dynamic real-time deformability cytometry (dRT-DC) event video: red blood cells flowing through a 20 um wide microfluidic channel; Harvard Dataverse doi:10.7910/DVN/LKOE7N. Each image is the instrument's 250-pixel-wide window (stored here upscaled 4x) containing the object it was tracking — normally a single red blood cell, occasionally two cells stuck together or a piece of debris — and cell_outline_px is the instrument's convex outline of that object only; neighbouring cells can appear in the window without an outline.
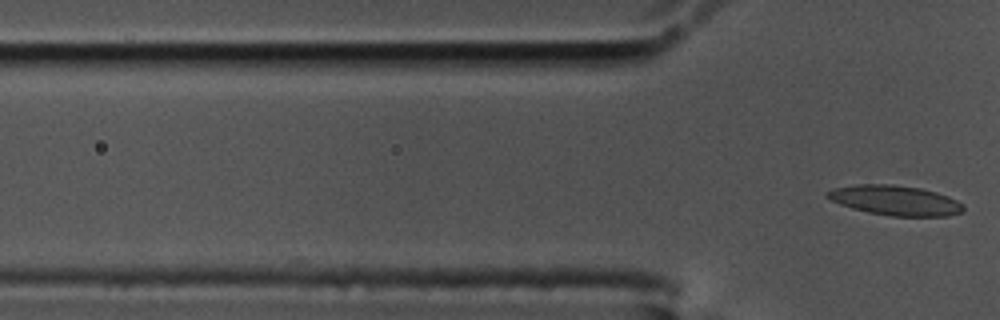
{"species": "common noctule bat (a hibernating species)", "species_latin": "Nyctalus noctula", "temperature_condition": "cold", "stored_images_in_passage": 5, "camera_frame_rate_fps": 3000, "um_per_image_px": 0.085, "animal": {"sex": "male", "body_mass_g": 17.5, "forearm_length_mm": 52.3}, "frame": {"image": 1, "passage_image": 5, "time_ms": 1.333, "image_size_px": [1000, 320], "cell_outline_px": [[964, 208], [960, 212], [948, 216], [892, 216], [868, 212], [852, 208], [840, 204], [824, 196], [824, 192], [832, 188], [860, 184], [892, 184], [920, 188], [936, 192], [948, 196], [964, 204]], "centroid_in_image_um": [76.07, 17.02], "position_along_channel_um": 49.7, "area_um2": 23.7}}